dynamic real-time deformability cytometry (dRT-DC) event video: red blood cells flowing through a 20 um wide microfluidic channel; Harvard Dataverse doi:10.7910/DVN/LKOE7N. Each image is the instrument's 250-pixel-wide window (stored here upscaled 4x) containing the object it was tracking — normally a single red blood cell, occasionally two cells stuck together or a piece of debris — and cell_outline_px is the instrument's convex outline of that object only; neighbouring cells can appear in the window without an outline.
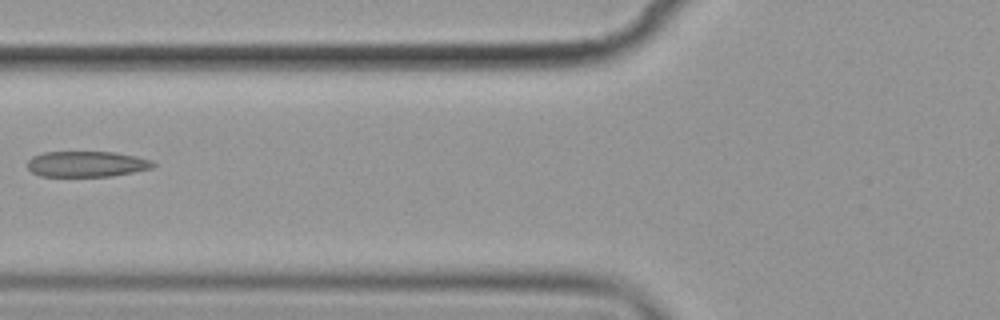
{"species": "common noctule bat (a hibernating species)", "species_latin": "Nyctalus noctula", "temperature_condition": "cold", "stored_images_in_passage": 7, "camera_frame_rate_fps": 3000, "um_per_image_px": 0.085, "animal": {"sex": "female", "body_mass_g": 19.9}, "frame": {"image": 1, "passage_image": 4, "time_ms": 3.667, "image_size_px": [1000, 320], "cell_outline_px": [[156, 164], [152, 168], [112, 176], [40, 176], [32, 172], [28, 168], [28, 160], [32, 156], [44, 152], [116, 152], [136, 156], [148, 160]], "centroid_in_image_um": [7.34, 13.94], "position_along_channel_um": 118.5, "area_um2": 18.73}}
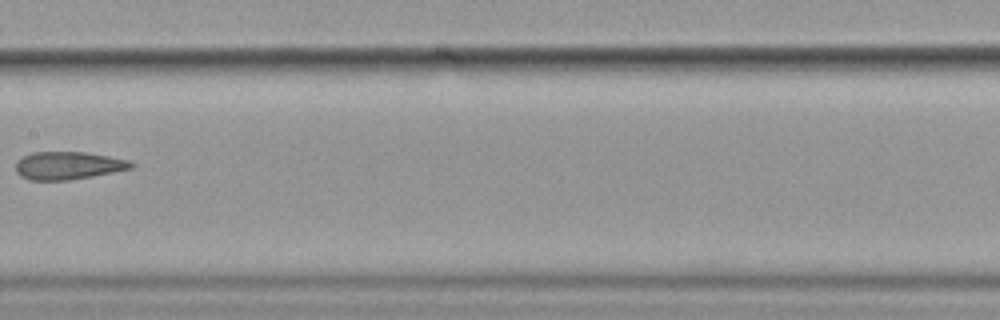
{"frame": {"image": 2, "passage_image": 6, "time_ms": 6.0, "image_size_px": [1000, 320], "cell_outline_px": [[136, 164], [132, 168], [92, 176], [68, 180], [28, 180], [20, 176], [16, 172], [16, 160], [32, 152], [84, 152], [108, 156], [128, 160]], "centroid_in_image_um": [5.76, 14.07], "position_along_channel_um": 201.6, "area_um2": 18.67}}
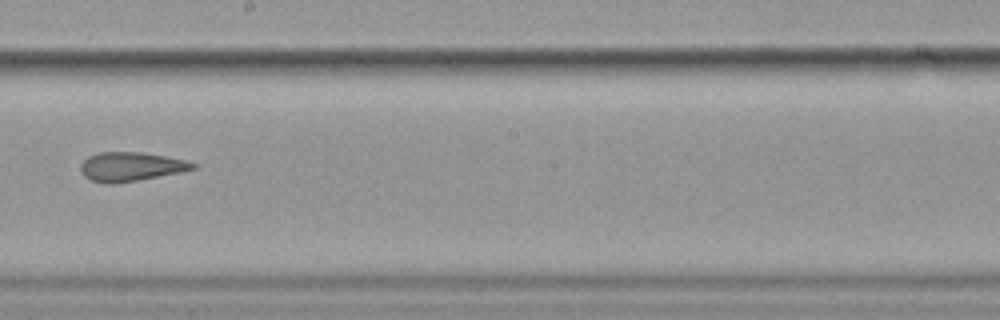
{"frame": {"image": 3, "passage_image": 7, "time_ms": 7.0, "image_size_px": [1000, 320], "cell_outline_px": [[196, 168], [180, 172], [136, 180], [112, 184], [108, 184], [92, 180], [84, 176], [80, 172], [80, 164], [88, 156], [96, 152], [140, 152], [164, 156], [184, 160], [196, 164]], "centroid_in_image_um": [11.06, 14.16], "position_along_channel_um": 237.1, "area_um2": 18.79}}